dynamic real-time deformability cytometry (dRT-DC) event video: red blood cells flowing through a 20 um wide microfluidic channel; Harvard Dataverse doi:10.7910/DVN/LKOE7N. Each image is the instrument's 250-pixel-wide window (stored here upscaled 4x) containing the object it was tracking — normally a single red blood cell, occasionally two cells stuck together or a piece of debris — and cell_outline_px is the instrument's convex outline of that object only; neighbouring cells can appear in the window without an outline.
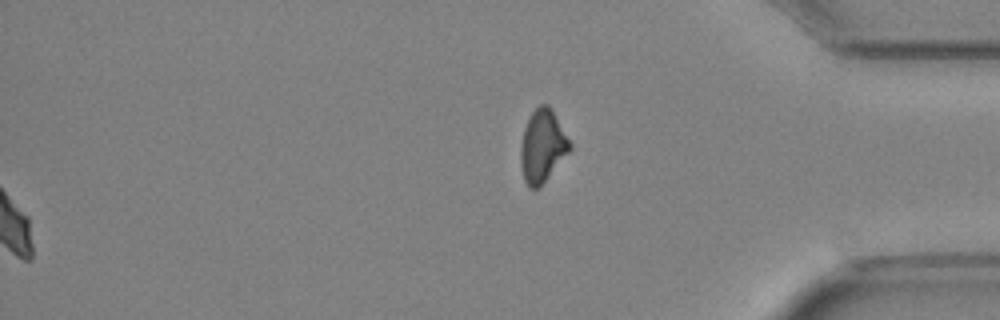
{"species": "Egyptian fruit bat (a non-hibernating species)", "species_latin": "Rousettus aegyptiacus", "temperature_condition": "cold", "stored_images_in_passage": 49, "segment_of_instrument_passage": [2, 2], "camera_frame_rate_fps": 3000, "um_per_image_px": 0.085, "animal": {"sex": "female"}, "frame": {"image": 1, "passage_image": 49, "time_ms": 16.0, "image_size_px": [1000, 320], "cell_outline_px": [[572, 148], [540, 188], [528, 188], [524, 180], [520, 164], [520, 148], [524, 128], [532, 112], [540, 104], [548, 104], [552, 108], [572, 144]], "centroid_in_image_um": [46.11, 12.43], "position_along_channel_um": 389.1, "area_um2": 20.98}}